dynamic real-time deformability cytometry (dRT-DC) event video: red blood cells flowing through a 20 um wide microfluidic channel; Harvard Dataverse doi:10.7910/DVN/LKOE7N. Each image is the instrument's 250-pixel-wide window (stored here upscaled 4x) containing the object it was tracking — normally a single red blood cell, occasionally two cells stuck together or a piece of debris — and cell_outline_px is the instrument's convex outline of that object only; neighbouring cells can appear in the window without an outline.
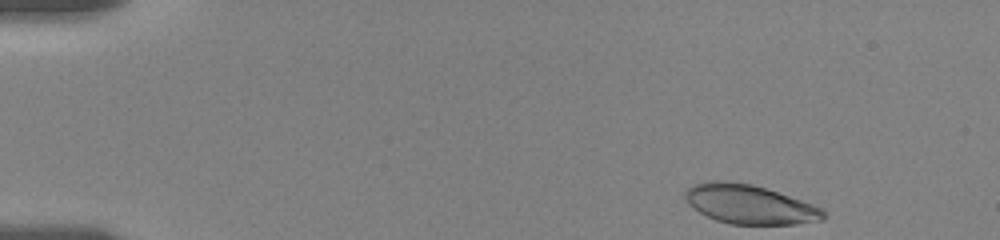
{"species": "human", "species_latin": "Homo sapiens", "temperature_condition": "room temperature", "stored_images_in_passage": 9, "camera_frame_rate_fps": 3000, "um_per_image_px": 0.085, "donor": {"sex": "female"}, "frame": {"image": 1, "passage_image": 1, "time_ms": 0.0, "image_size_px": [1000, 240], "cell_outline_px": [[828, 216], [824, 220], [796, 224], [728, 224], [716, 220], [700, 212], [688, 204], [684, 196], [684, 192], [692, 184], [708, 180], [724, 180], [752, 184], [812, 204], [820, 208]], "centroid_in_image_um": [63.68, 17.36], "position_along_channel_um": 21.3, "area_um2": 31.5}}
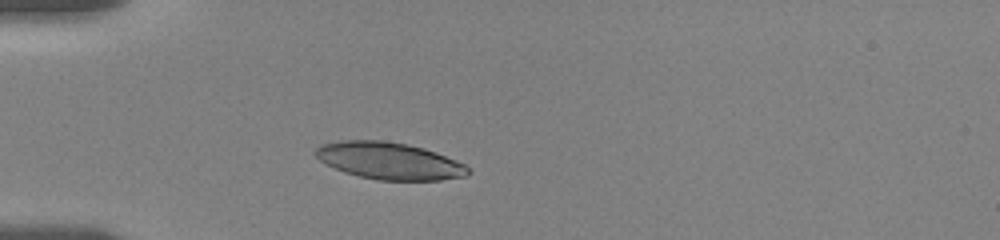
{"frame": {"image": 2, "passage_image": 8, "time_ms": 3.333, "image_size_px": [1000, 240], "cell_outline_px": [[472, 172], [464, 176], [440, 180], [376, 180], [344, 172], [320, 160], [312, 152], [320, 144], [340, 140], [384, 140], [408, 144], [424, 148], [436, 152], [456, 160], [464, 164]], "centroid_in_image_um": [33.08, 13.66], "position_along_channel_um": 51.9, "area_um2": 32.95}}